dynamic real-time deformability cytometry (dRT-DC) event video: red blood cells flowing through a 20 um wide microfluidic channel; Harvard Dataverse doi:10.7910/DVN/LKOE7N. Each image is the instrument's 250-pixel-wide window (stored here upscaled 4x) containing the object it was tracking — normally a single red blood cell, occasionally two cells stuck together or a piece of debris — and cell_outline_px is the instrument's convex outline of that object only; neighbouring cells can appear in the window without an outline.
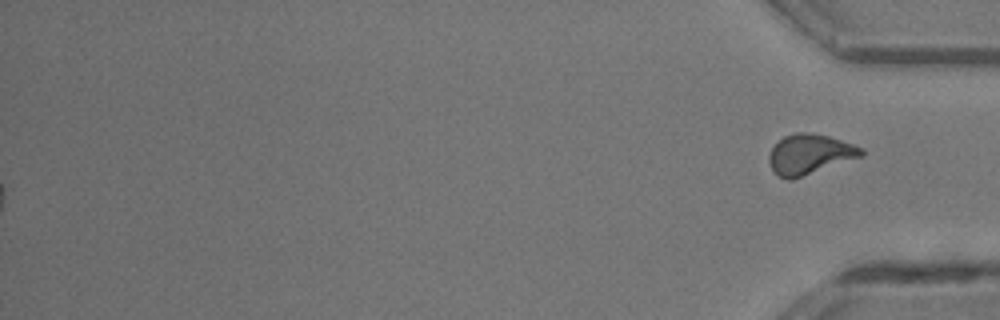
{"species": "common noctule bat (a hibernating species)", "species_latin": "Nyctalus noctula", "temperature_condition": "room temperature", "stored_images_in_passage": 37, "segment_of_instrument_passage": [2, 2], "camera_frame_rate_fps": 3000, "um_per_image_px": 0.085, "animal": {"sex": "male", "body_mass_g": 13.3}, "frame": {"image": 1, "passage_image": 37, "time_ms": 12.0, "image_size_px": [1000, 320], "cell_outline_px": [[864, 156], [792, 180], [788, 180], [780, 176], [772, 168], [768, 160], [768, 156], [772, 148], [784, 136], [796, 132], [812, 132], [828, 136], [864, 148]], "centroid_in_image_um": [68.85, 13.11], "position_along_channel_um": 366.3, "area_um2": 21.56}}